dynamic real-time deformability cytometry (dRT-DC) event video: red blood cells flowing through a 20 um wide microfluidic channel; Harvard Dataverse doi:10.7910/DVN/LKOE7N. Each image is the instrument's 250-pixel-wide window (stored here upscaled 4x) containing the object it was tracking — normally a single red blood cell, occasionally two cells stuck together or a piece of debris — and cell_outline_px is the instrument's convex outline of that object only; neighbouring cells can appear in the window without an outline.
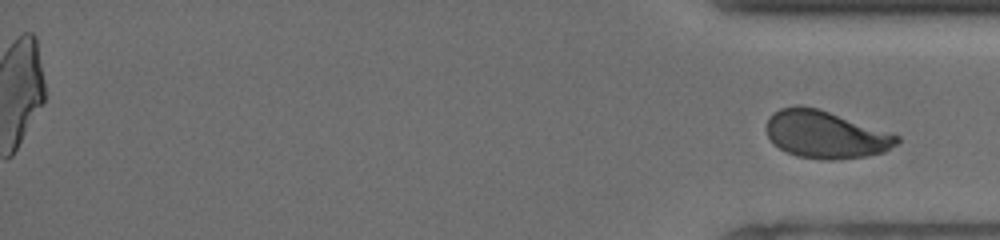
{"species": "human", "species_latin": "Homo sapiens", "temperature_condition": "cold", "stored_images_in_passage": 56, "segment_of_instrument_passage": [2, 2], "camera_frame_rate_fps": 3000, "um_per_image_px": 0.085, "donor": {"sex": "male"}, "frame": {"image": 1, "passage_image": 56, "time_ms": 18.333, "image_size_px": [1000, 240], "cell_outline_px": [[900, 140], [896, 144], [884, 152], [868, 156], [832, 160], [824, 160], [796, 156], [780, 148], [768, 136], [768, 120], [772, 112], [780, 108], [796, 104], [800, 104], [816, 108], [892, 132], [900, 136]], "centroid_in_image_um": [70.2, 11.43], "position_along_channel_um": 365.0, "area_um2": 36.07}}